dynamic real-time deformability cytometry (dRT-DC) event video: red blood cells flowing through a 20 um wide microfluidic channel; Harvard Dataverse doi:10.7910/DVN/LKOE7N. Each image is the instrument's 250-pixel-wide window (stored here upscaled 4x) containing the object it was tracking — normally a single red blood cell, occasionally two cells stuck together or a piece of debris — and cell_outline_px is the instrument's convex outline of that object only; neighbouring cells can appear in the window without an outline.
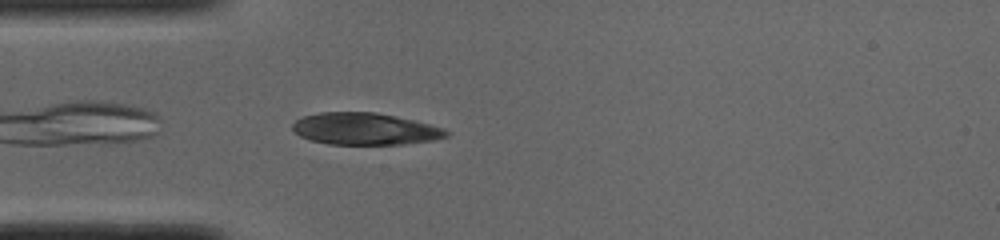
{"species": "common noctule bat (a hibernating species)", "species_latin": "Nyctalus noctula", "temperature_condition": "cold", "stored_images_in_passage": 39, "camera_frame_rate_fps": 3000, "um_per_image_px": 0.085, "animal": {"sex": "male", "body_mass_g": 19.0, "forearm_length_mm": 50.8}, "frame": {"image": 1, "passage_image": 2, "time_ms": 0.333, "image_size_px": [1000, 240], "cell_outline_px": [[448, 136], [432, 140], [400, 144], [328, 144], [312, 140], [300, 136], [292, 128], [292, 124], [296, 120], [304, 116], [320, 112], [376, 112], [412, 120], [444, 128], [448, 132]], "centroid_in_image_um": [30.99, 10.95], "position_along_channel_um": 54.0, "area_um2": 28.26}}
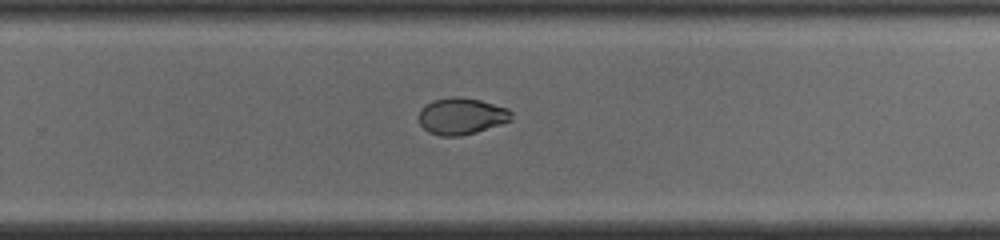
{"frame": {"image": 2, "passage_image": 21, "time_ms": 6.667, "image_size_px": [1000, 240], "cell_outline_px": [[512, 120], [476, 132], [460, 136], [440, 136], [428, 132], [420, 124], [420, 108], [424, 104], [432, 100], [452, 96], [460, 96], [480, 100], [508, 108], [512, 112]], "centroid_in_image_um": [39.21, 9.86], "position_along_channel_um": 290.6, "area_um2": 19.88}}
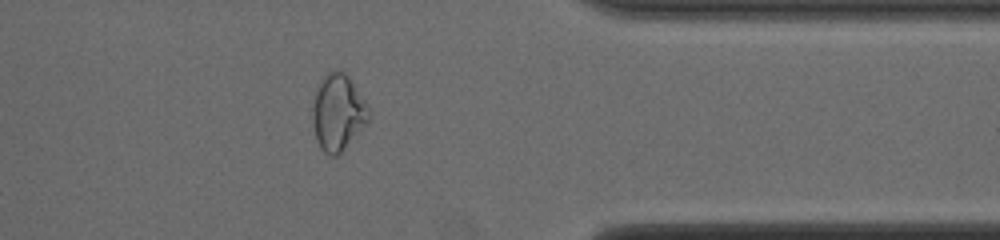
{"frame": {"image": 3, "passage_image": 29, "time_ms": 9.333, "image_size_px": [1000, 240], "cell_outline_px": [[368, 120], [340, 152], [336, 156], [328, 156], [320, 148], [316, 140], [312, 120], [312, 108], [316, 92], [324, 76], [328, 72], [344, 72], [348, 76], [368, 108]], "centroid_in_image_um": [28.67, 9.59], "position_along_channel_um": 382.7, "area_um2": 24.04}}